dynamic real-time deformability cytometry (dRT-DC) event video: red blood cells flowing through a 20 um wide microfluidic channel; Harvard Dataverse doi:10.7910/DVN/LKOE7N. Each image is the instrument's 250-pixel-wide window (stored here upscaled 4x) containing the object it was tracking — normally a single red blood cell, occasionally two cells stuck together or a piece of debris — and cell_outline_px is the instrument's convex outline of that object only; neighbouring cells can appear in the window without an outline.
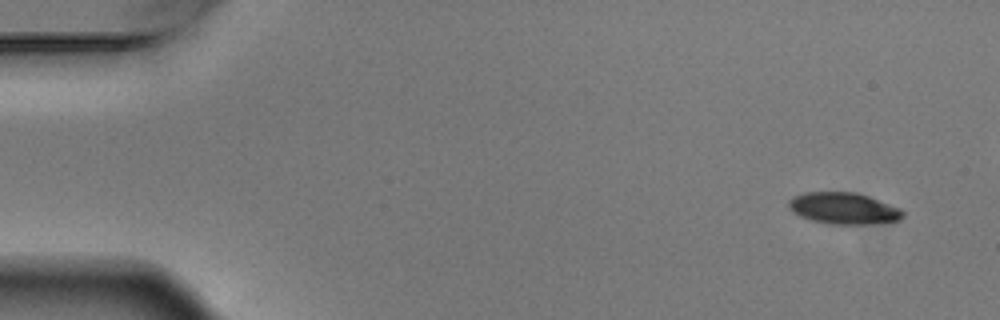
{"species": "Egyptian fruit bat (a non-hibernating species)", "species_latin": "Rousettus aegyptiacus", "temperature_condition": "warm", "stored_images_in_passage": 5, "camera_frame_rate_fps": 3000, "um_per_image_px": 0.085, "animal": {"sex": "male"}, "frame": {"image": 1, "passage_image": 1, "time_ms": 0.0, "image_size_px": [1000, 320], "cell_outline_px": [[904, 216], [900, 220], [892, 224], [832, 224], [812, 220], [800, 216], [792, 212], [788, 208], [788, 200], [792, 196], [804, 192], [856, 192], [868, 196], [900, 208], [904, 212]], "centroid_in_image_um": [71.74, 17.72], "position_along_channel_um": 13.3, "area_um2": 21.39}}